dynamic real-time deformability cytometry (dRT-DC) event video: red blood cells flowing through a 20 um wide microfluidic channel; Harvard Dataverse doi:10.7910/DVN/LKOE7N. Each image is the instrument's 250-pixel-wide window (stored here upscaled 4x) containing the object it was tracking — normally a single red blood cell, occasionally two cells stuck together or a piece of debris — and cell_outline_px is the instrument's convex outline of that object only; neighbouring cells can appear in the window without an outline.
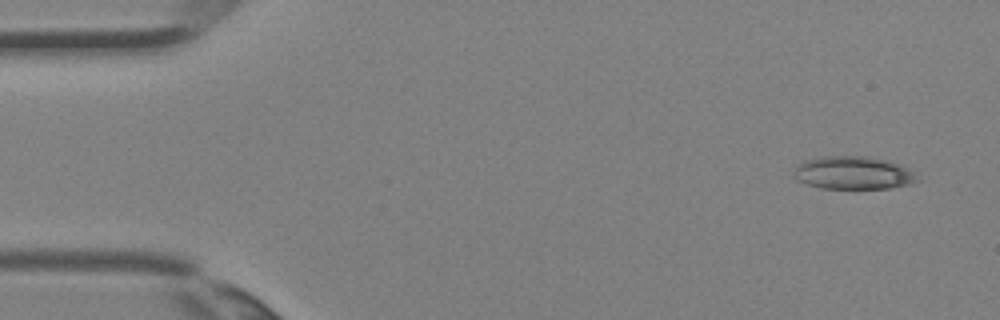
{"species": "Egyptian fruit bat (a non-hibernating species)", "species_latin": "Rousettus aegyptiacus", "temperature_condition": "room temperature", "stored_images_in_passage": 4, "camera_frame_rate_fps": 3000, "um_per_image_px": 0.085, "animal": {"sex": "female"}, "frame": {"image": 1, "passage_image": 1, "time_ms": 0.0, "image_size_px": [1000, 320], "cell_outline_px": [[920, 180], [908, 184], [892, 188], [820, 188], [796, 180], [792, 172], [804, 160], [824, 156], [868, 156], [888, 160], [908, 168]], "centroid_in_image_um": [72.51, 14.69], "position_along_channel_um": 12.5, "area_um2": 23.64}}